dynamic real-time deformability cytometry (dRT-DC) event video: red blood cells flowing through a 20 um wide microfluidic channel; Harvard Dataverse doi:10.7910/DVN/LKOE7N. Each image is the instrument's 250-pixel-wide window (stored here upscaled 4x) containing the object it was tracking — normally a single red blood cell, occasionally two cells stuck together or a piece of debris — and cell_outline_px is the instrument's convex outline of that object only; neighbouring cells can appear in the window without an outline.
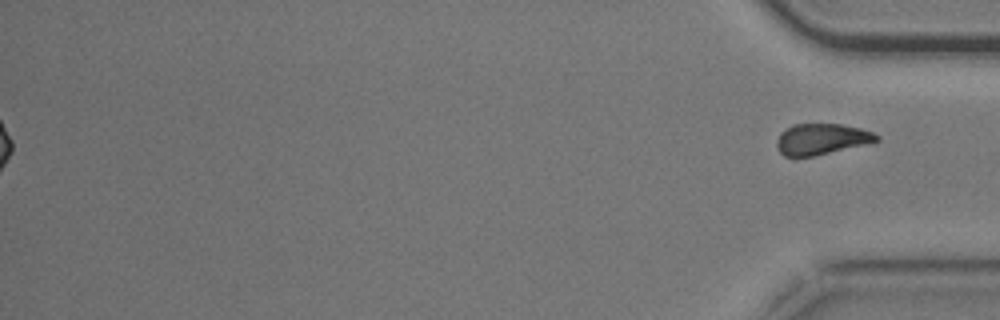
{"species": "common noctule bat (a hibernating species)", "species_latin": "Nyctalus noctula", "temperature_condition": "cold", "stored_images_in_passage": 55, "segment_of_instrument_passage": [2, 2], "camera_frame_rate_fps": 3000, "um_per_image_px": 0.085, "animal": {"sex": "male", "body_mass_g": 20.5, "forearm_length_mm": 52.5}, "frame": {"image": 1, "passage_image": 55, "time_ms": 18.0, "image_size_px": [1000, 320], "cell_outline_px": [[880, 140], [868, 144], [812, 156], [784, 156], [780, 152], [776, 144], [776, 140], [780, 132], [784, 128], [792, 124], [840, 124], [860, 128], [872, 132], [880, 136]], "centroid_in_image_um": [69.82, 11.81], "position_along_channel_um": 365.4, "area_um2": 18.09}}